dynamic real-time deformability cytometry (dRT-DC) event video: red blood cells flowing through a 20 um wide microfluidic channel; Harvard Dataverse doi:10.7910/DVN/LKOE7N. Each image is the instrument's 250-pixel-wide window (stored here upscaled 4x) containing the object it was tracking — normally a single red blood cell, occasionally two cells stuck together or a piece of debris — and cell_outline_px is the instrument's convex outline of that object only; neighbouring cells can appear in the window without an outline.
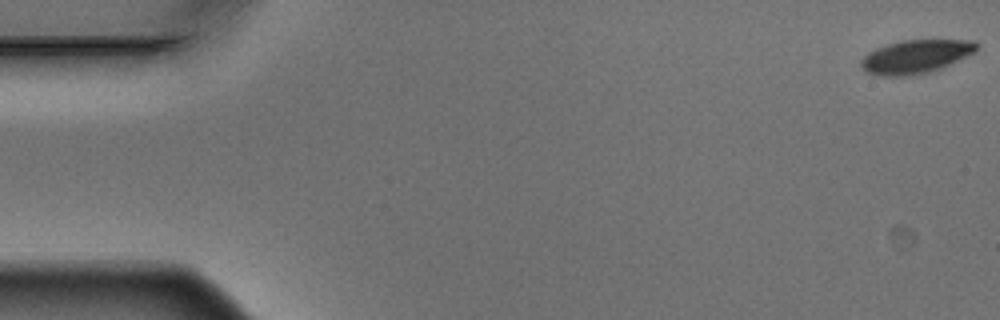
{"species": "Egyptian fruit bat (a non-hibernating species)", "species_latin": "Rousettus aegyptiacus", "temperature_condition": "warm", "stored_images_in_passage": 5, "camera_frame_rate_fps": 3000, "um_per_image_px": 0.085, "animal": {"sex": "male"}, "frame": {"image": 1, "passage_image": 1, "time_ms": 0.0, "image_size_px": [1000, 320], "cell_outline_px": [[980, 44], [976, 52], [940, 68], [928, 72], [912, 76], [876, 76], [864, 72], [860, 64], [860, 60], [868, 52], [876, 48], [888, 44], [904, 40], [972, 40]], "centroid_in_image_um": [77.81, 4.82], "position_along_channel_um": 7.2, "area_um2": 22.72}}
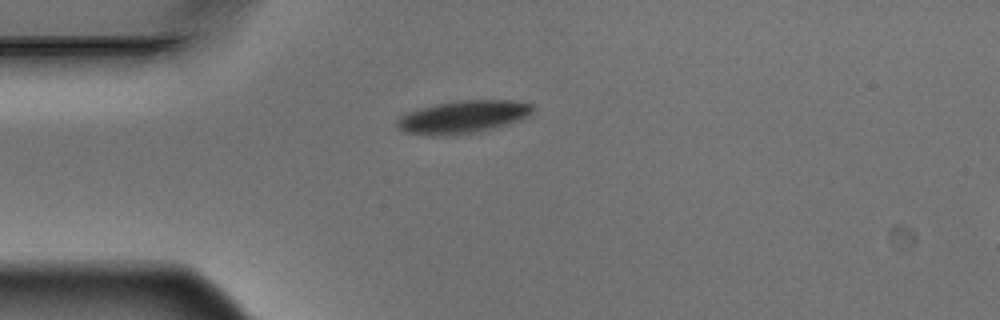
{"frame": {"image": 2, "passage_image": 5, "time_ms": 1.333, "image_size_px": [1000, 320], "cell_outline_px": [[532, 112], [528, 116], [520, 120], [492, 128], [476, 132], [436, 136], [404, 132], [396, 128], [396, 120], [400, 116], [416, 108], [436, 104], [460, 100], [512, 100], [532, 104]], "centroid_in_image_um": [39.3, 9.93], "position_along_channel_um": 45.7, "area_um2": 25.78}}